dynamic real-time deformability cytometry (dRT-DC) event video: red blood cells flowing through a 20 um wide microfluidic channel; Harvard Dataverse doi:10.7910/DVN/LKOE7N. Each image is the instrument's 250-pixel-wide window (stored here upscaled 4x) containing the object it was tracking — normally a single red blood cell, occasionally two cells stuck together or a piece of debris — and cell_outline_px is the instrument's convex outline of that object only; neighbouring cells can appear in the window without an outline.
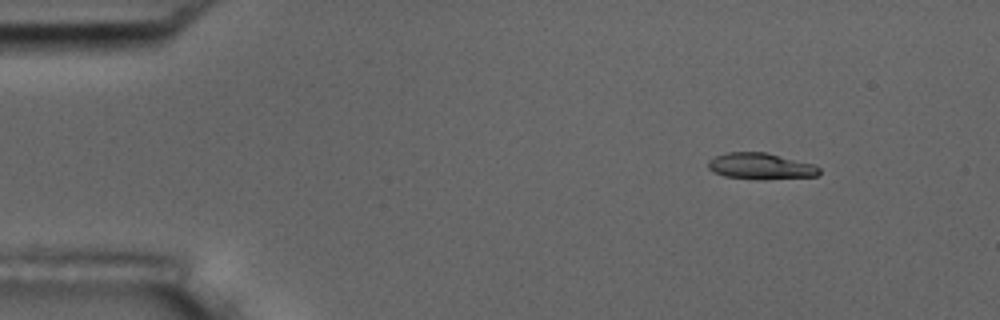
{"species": "common noctule bat (a hibernating species)", "species_latin": "Nyctalus noctula", "temperature_condition": "room temperature", "stored_images_in_passage": 5, "camera_frame_rate_fps": 3000, "um_per_image_px": 0.085, "animal": {"sex": "male", "body_mass_g": 17.5, "forearm_length_mm": 52.3}, "frame": {"image": 1, "passage_image": 2, "time_ms": 1.333, "image_size_px": [1000, 320], "cell_outline_px": [[820, 172], [816, 176], [764, 180], [724, 176], [712, 172], [708, 168], [708, 160], [724, 152], [764, 152], [812, 164], [820, 168]], "centroid_in_image_um": [64.61, 14.13], "position_along_channel_um": 20.4, "area_um2": 16.99}}
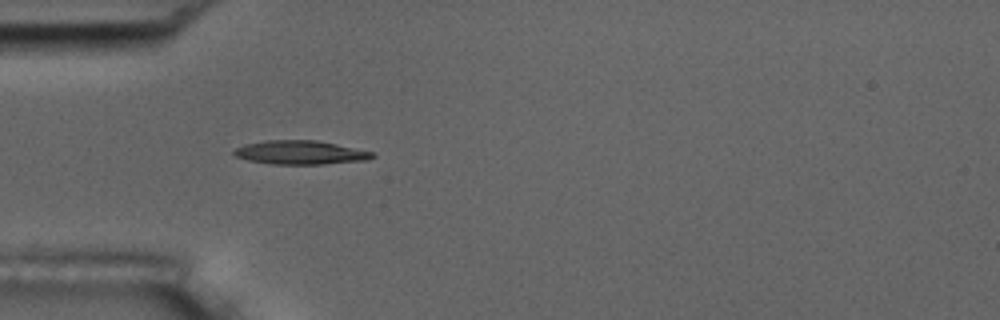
{"frame": {"image": 2, "passage_image": 5, "time_ms": 4.667, "image_size_px": [1000, 320], "cell_outline_px": [[376, 156], [368, 160], [324, 164], [268, 164], [248, 160], [236, 156], [232, 152], [236, 148], [244, 144], [268, 140], [316, 140], [336, 144], [372, 152]], "centroid_in_image_um": [25.51, 12.97], "position_along_channel_um": 59.5, "area_um2": 19.13}}